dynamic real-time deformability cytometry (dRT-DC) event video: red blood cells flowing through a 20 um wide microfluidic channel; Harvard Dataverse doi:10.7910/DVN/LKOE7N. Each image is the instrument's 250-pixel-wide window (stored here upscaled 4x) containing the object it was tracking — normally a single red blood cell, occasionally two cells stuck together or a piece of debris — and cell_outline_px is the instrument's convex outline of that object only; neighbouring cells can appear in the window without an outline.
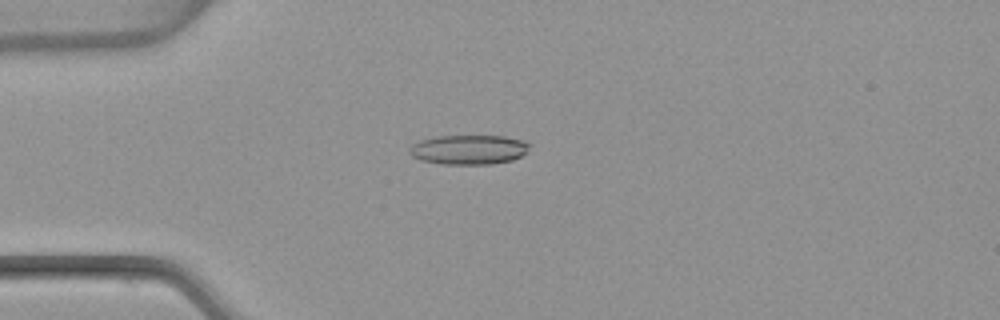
{"species": "common noctule bat (a hibernating species)", "species_latin": "Nyctalus noctula", "temperature_condition": "warm", "stored_images_in_passage": 47, "camera_frame_rate_fps": 3000, "um_per_image_px": 0.085, "animal": {"sex": "female", "body_mass_g": 22.7, "forearm_length_mm": 54.2}, "frame": {"image": 1, "passage_image": 8, "time_ms": 2.333, "image_size_px": [1000, 320], "cell_outline_px": [[532, 144], [520, 156], [512, 160], [492, 164], [444, 164], [420, 160], [412, 156], [408, 152], [408, 148], [412, 144], [420, 140], [436, 136], [504, 136], [524, 140]], "centroid_in_image_um": [39.82, 12.71], "position_along_channel_um": 45.2, "area_um2": 20.75}}
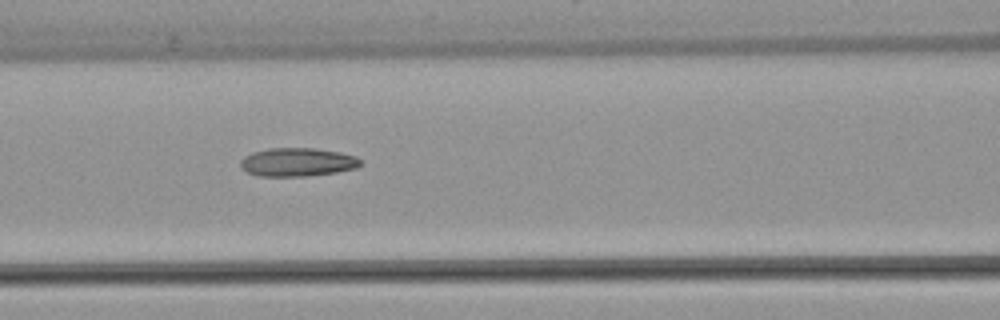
{"frame": {"image": 2, "passage_image": 17, "time_ms": 5.333, "image_size_px": [1000, 320], "cell_outline_px": [[364, 164], [356, 168], [336, 172], [308, 176], [256, 176], [240, 168], [240, 160], [244, 156], [252, 152], [268, 148], [316, 148], [340, 152], [356, 156]], "centroid_in_image_um": [25.28, 13.78], "position_along_channel_um": 141.3, "area_um2": 20.17}}
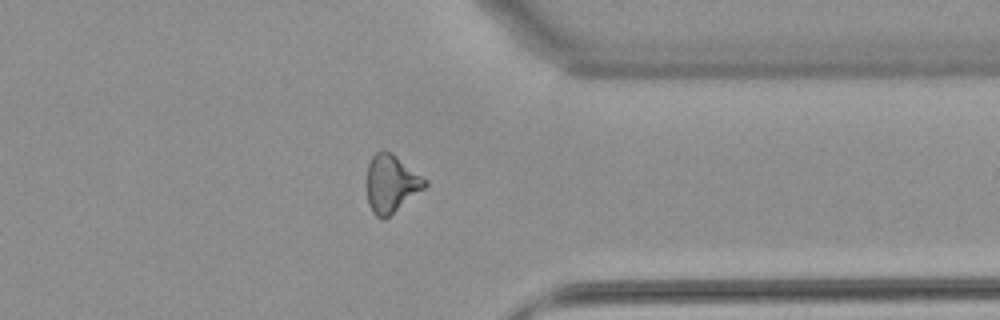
{"frame": {"image": 3, "passage_image": 36, "time_ms": 11.667, "image_size_px": [1000, 320], "cell_outline_px": [[428, 184], [424, 188], [384, 220], [376, 216], [372, 212], [368, 204], [364, 184], [368, 164], [372, 156], [376, 152], [392, 152], [428, 180]], "centroid_in_image_um": [33.21, 15.61], "position_along_channel_um": 378.2, "area_um2": 19.88}, "authors_computed_cell_mechanics": {"area_um2": 19.5942, "velocity_mm_per_s": 3.8436, "shape_relaxation_time_tau1_ms": null, "shape_relaxation_time_tau2_ms": 3.2237, "deformation_change_tau1": null, "deformation_change_tau2": 0.1237}}